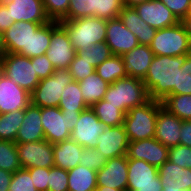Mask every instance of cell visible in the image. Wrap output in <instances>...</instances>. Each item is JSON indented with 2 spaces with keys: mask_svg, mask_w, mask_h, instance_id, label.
Returning a JSON list of instances; mask_svg holds the SVG:
<instances>
[{
  "mask_svg": "<svg viewBox=\"0 0 191 191\" xmlns=\"http://www.w3.org/2000/svg\"><path fill=\"white\" fill-rule=\"evenodd\" d=\"M184 63V56L154 55L145 78L149 98L163 101L168 95H174L178 87L179 71Z\"/></svg>",
  "mask_w": 191,
  "mask_h": 191,
  "instance_id": "1",
  "label": "cell"
},
{
  "mask_svg": "<svg viewBox=\"0 0 191 191\" xmlns=\"http://www.w3.org/2000/svg\"><path fill=\"white\" fill-rule=\"evenodd\" d=\"M68 33L76 52H84L91 44L105 42L107 20L98 17H83L59 21Z\"/></svg>",
  "mask_w": 191,
  "mask_h": 191,
  "instance_id": "2",
  "label": "cell"
},
{
  "mask_svg": "<svg viewBox=\"0 0 191 191\" xmlns=\"http://www.w3.org/2000/svg\"><path fill=\"white\" fill-rule=\"evenodd\" d=\"M126 114L129 109L141 106L150 100L144 82L127 76L111 83L103 98Z\"/></svg>",
  "mask_w": 191,
  "mask_h": 191,
  "instance_id": "3",
  "label": "cell"
},
{
  "mask_svg": "<svg viewBox=\"0 0 191 191\" xmlns=\"http://www.w3.org/2000/svg\"><path fill=\"white\" fill-rule=\"evenodd\" d=\"M162 102L150 99L145 104L128 110L123 126L129 141H139L155 137L157 113Z\"/></svg>",
  "mask_w": 191,
  "mask_h": 191,
  "instance_id": "4",
  "label": "cell"
},
{
  "mask_svg": "<svg viewBox=\"0 0 191 191\" xmlns=\"http://www.w3.org/2000/svg\"><path fill=\"white\" fill-rule=\"evenodd\" d=\"M82 111H61L59 107L41 108V123L45 140L55 144L69 140Z\"/></svg>",
  "mask_w": 191,
  "mask_h": 191,
  "instance_id": "5",
  "label": "cell"
},
{
  "mask_svg": "<svg viewBox=\"0 0 191 191\" xmlns=\"http://www.w3.org/2000/svg\"><path fill=\"white\" fill-rule=\"evenodd\" d=\"M149 47L157 56H185L191 53V40L179 22L156 30Z\"/></svg>",
  "mask_w": 191,
  "mask_h": 191,
  "instance_id": "6",
  "label": "cell"
},
{
  "mask_svg": "<svg viewBox=\"0 0 191 191\" xmlns=\"http://www.w3.org/2000/svg\"><path fill=\"white\" fill-rule=\"evenodd\" d=\"M73 81L68 69H55L51 76L40 80L30 94L31 104L37 107H58L64 88Z\"/></svg>",
  "mask_w": 191,
  "mask_h": 191,
  "instance_id": "7",
  "label": "cell"
},
{
  "mask_svg": "<svg viewBox=\"0 0 191 191\" xmlns=\"http://www.w3.org/2000/svg\"><path fill=\"white\" fill-rule=\"evenodd\" d=\"M0 71L30 94L40 82L31 58L19 54L6 53L0 60Z\"/></svg>",
  "mask_w": 191,
  "mask_h": 191,
  "instance_id": "8",
  "label": "cell"
},
{
  "mask_svg": "<svg viewBox=\"0 0 191 191\" xmlns=\"http://www.w3.org/2000/svg\"><path fill=\"white\" fill-rule=\"evenodd\" d=\"M76 55L68 33L58 21H51V39L46 56L55 69H68Z\"/></svg>",
  "mask_w": 191,
  "mask_h": 191,
  "instance_id": "9",
  "label": "cell"
},
{
  "mask_svg": "<svg viewBox=\"0 0 191 191\" xmlns=\"http://www.w3.org/2000/svg\"><path fill=\"white\" fill-rule=\"evenodd\" d=\"M162 187L157 167L128 158L127 191H161Z\"/></svg>",
  "mask_w": 191,
  "mask_h": 191,
  "instance_id": "10",
  "label": "cell"
},
{
  "mask_svg": "<svg viewBox=\"0 0 191 191\" xmlns=\"http://www.w3.org/2000/svg\"><path fill=\"white\" fill-rule=\"evenodd\" d=\"M16 148L22 169L54 166L53 144L47 140L16 143Z\"/></svg>",
  "mask_w": 191,
  "mask_h": 191,
  "instance_id": "11",
  "label": "cell"
},
{
  "mask_svg": "<svg viewBox=\"0 0 191 191\" xmlns=\"http://www.w3.org/2000/svg\"><path fill=\"white\" fill-rule=\"evenodd\" d=\"M106 126L99 121L91 107L80 113L79 119L71 131L70 139L83 148H95L97 139L105 131Z\"/></svg>",
  "mask_w": 191,
  "mask_h": 191,
  "instance_id": "12",
  "label": "cell"
},
{
  "mask_svg": "<svg viewBox=\"0 0 191 191\" xmlns=\"http://www.w3.org/2000/svg\"><path fill=\"white\" fill-rule=\"evenodd\" d=\"M169 148L155 138L129 141L126 156L130 159L144 160L159 168L168 160Z\"/></svg>",
  "mask_w": 191,
  "mask_h": 191,
  "instance_id": "13",
  "label": "cell"
},
{
  "mask_svg": "<svg viewBox=\"0 0 191 191\" xmlns=\"http://www.w3.org/2000/svg\"><path fill=\"white\" fill-rule=\"evenodd\" d=\"M41 26L40 23L14 22L3 34V43L7 53L29 57V40Z\"/></svg>",
  "mask_w": 191,
  "mask_h": 191,
  "instance_id": "14",
  "label": "cell"
},
{
  "mask_svg": "<svg viewBox=\"0 0 191 191\" xmlns=\"http://www.w3.org/2000/svg\"><path fill=\"white\" fill-rule=\"evenodd\" d=\"M8 9L13 22H33L44 25L50 21L43 0H0Z\"/></svg>",
  "mask_w": 191,
  "mask_h": 191,
  "instance_id": "15",
  "label": "cell"
},
{
  "mask_svg": "<svg viewBox=\"0 0 191 191\" xmlns=\"http://www.w3.org/2000/svg\"><path fill=\"white\" fill-rule=\"evenodd\" d=\"M128 158L126 155L108 159L97 171V186L127 191Z\"/></svg>",
  "mask_w": 191,
  "mask_h": 191,
  "instance_id": "16",
  "label": "cell"
},
{
  "mask_svg": "<svg viewBox=\"0 0 191 191\" xmlns=\"http://www.w3.org/2000/svg\"><path fill=\"white\" fill-rule=\"evenodd\" d=\"M30 104V93L0 71V114L24 110Z\"/></svg>",
  "mask_w": 191,
  "mask_h": 191,
  "instance_id": "17",
  "label": "cell"
},
{
  "mask_svg": "<svg viewBox=\"0 0 191 191\" xmlns=\"http://www.w3.org/2000/svg\"><path fill=\"white\" fill-rule=\"evenodd\" d=\"M105 42L112 54L119 56H123L139 45L136 36L125 27L119 17L107 20Z\"/></svg>",
  "mask_w": 191,
  "mask_h": 191,
  "instance_id": "18",
  "label": "cell"
},
{
  "mask_svg": "<svg viewBox=\"0 0 191 191\" xmlns=\"http://www.w3.org/2000/svg\"><path fill=\"white\" fill-rule=\"evenodd\" d=\"M133 8L144 22L156 30L170 27L180 22L160 0H149Z\"/></svg>",
  "mask_w": 191,
  "mask_h": 191,
  "instance_id": "19",
  "label": "cell"
},
{
  "mask_svg": "<svg viewBox=\"0 0 191 191\" xmlns=\"http://www.w3.org/2000/svg\"><path fill=\"white\" fill-rule=\"evenodd\" d=\"M128 145L129 140L122 124L106 127L105 131L99 135L95 148L108 160L126 155Z\"/></svg>",
  "mask_w": 191,
  "mask_h": 191,
  "instance_id": "20",
  "label": "cell"
},
{
  "mask_svg": "<svg viewBox=\"0 0 191 191\" xmlns=\"http://www.w3.org/2000/svg\"><path fill=\"white\" fill-rule=\"evenodd\" d=\"M182 120L162 107L157 113L155 139L166 147L179 145Z\"/></svg>",
  "mask_w": 191,
  "mask_h": 191,
  "instance_id": "21",
  "label": "cell"
},
{
  "mask_svg": "<svg viewBox=\"0 0 191 191\" xmlns=\"http://www.w3.org/2000/svg\"><path fill=\"white\" fill-rule=\"evenodd\" d=\"M122 57L126 75L143 80L151 65L154 53L149 45L139 44Z\"/></svg>",
  "mask_w": 191,
  "mask_h": 191,
  "instance_id": "22",
  "label": "cell"
},
{
  "mask_svg": "<svg viewBox=\"0 0 191 191\" xmlns=\"http://www.w3.org/2000/svg\"><path fill=\"white\" fill-rule=\"evenodd\" d=\"M45 140L41 123V107L30 104L25 109V116L15 143H29Z\"/></svg>",
  "mask_w": 191,
  "mask_h": 191,
  "instance_id": "23",
  "label": "cell"
},
{
  "mask_svg": "<svg viewBox=\"0 0 191 191\" xmlns=\"http://www.w3.org/2000/svg\"><path fill=\"white\" fill-rule=\"evenodd\" d=\"M162 186L191 191V169L182 168L169 160L158 168Z\"/></svg>",
  "mask_w": 191,
  "mask_h": 191,
  "instance_id": "24",
  "label": "cell"
},
{
  "mask_svg": "<svg viewBox=\"0 0 191 191\" xmlns=\"http://www.w3.org/2000/svg\"><path fill=\"white\" fill-rule=\"evenodd\" d=\"M118 17L125 27L136 36L139 44L150 45L156 29L144 22L133 7L123 6Z\"/></svg>",
  "mask_w": 191,
  "mask_h": 191,
  "instance_id": "25",
  "label": "cell"
},
{
  "mask_svg": "<svg viewBox=\"0 0 191 191\" xmlns=\"http://www.w3.org/2000/svg\"><path fill=\"white\" fill-rule=\"evenodd\" d=\"M83 147L69 139L53 144L54 166L70 170L79 165Z\"/></svg>",
  "mask_w": 191,
  "mask_h": 191,
  "instance_id": "26",
  "label": "cell"
},
{
  "mask_svg": "<svg viewBox=\"0 0 191 191\" xmlns=\"http://www.w3.org/2000/svg\"><path fill=\"white\" fill-rule=\"evenodd\" d=\"M68 191H96L97 171L83 165L68 170Z\"/></svg>",
  "mask_w": 191,
  "mask_h": 191,
  "instance_id": "27",
  "label": "cell"
},
{
  "mask_svg": "<svg viewBox=\"0 0 191 191\" xmlns=\"http://www.w3.org/2000/svg\"><path fill=\"white\" fill-rule=\"evenodd\" d=\"M109 85L96 72L79 81L83 99L89 107L104 98Z\"/></svg>",
  "mask_w": 191,
  "mask_h": 191,
  "instance_id": "28",
  "label": "cell"
},
{
  "mask_svg": "<svg viewBox=\"0 0 191 191\" xmlns=\"http://www.w3.org/2000/svg\"><path fill=\"white\" fill-rule=\"evenodd\" d=\"M62 93L58 105L61 111H84L89 107L83 99L79 82L72 81L64 88Z\"/></svg>",
  "mask_w": 191,
  "mask_h": 191,
  "instance_id": "29",
  "label": "cell"
},
{
  "mask_svg": "<svg viewBox=\"0 0 191 191\" xmlns=\"http://www.w3.org/2000/svg\"><path fill=\"white\" fill-rule=\"evenodd\" d=\"M95 72L101 79L107 81L109 84L127 77L123 57L119 55H112L110 58L106 59L95 68Z\"/></svg>",
  "mask_w": 191,
  "mask_h": 191,
  "instance_id": "30",
  "label": "cell"
},
{
  "mask_svg": "<svg viewBox=\"0 0 191 191\" xmlns=\"http://www.w3.org/2000/svg\"><path fill=\"white\" fill-rule=\"evenodd\" d=\"M91 109L94 111L99 121L106 127H114L123 124L125 114L118 108V106H113L104 99L93 104Z\"/></svg>",
  "mask_w": 191,
  "mask_h": 191,
  "instance_id": "31",
  "label": "cell"
},
{
  "mask_svg": "<svg viewBox=\"0 0 191 191\" xmlns=\"http://www.w3.org/2000/svg\"><path fill=\"white\" fill-rule=\"evenodd\" d=\"M24 116L25 109L0 114V140L15 142Z\"/></svg>",
  "mask_w": 191,
  "mask_h": 191,
  "instance_id": "32",
  "label": "cell"
},
{
  "mask_svg": "<svg viewBox=\"0 0 191 191\" xmlns=\"http://www.w3.org/2000/svg\"><path fill=\"white\" fill-rule=\"evenodd\" d=\"M162 106L181 120H191V94L168 95Z\"/></svg>",
  "mask_w": 191,
  "mask_h": 191,
  "instance_id": "33",
  "label": "cell"
},
{
  "mask_svg": "<svg viewBox=\"0 0 191 191\" xmlns=\"http://www.w3.org/2000/svg\"><path fill=\"white\" fill-rule=\"evenodd\" d=\"M51 39V21L41 25L29 40V58L46 54Z\"/></svg>",
  "mask_w": 191,
  "mask_h": 191,
  "instance_id": "34",
  "label": "cell"
},
{
  "mask_svg": "<svg viewBox=\"0 0 191 191\" xmlns=\"http://www.w3.org/2000/svg\"><path fill=\"white\" fill-rule=\"evenodd\" d=\"M0 169L10 173L22 169L15 142L0 140Z\"/></svg>",
  "mask_w": 191,
  "mask_h": 191,
  "instance_id": "35",
  "label": "cell"
},
{
  "mask_svg": "<svg viewBox=\"0 0 191 191\" xmlns=\"http://www.w3.org/2000/svg\"><path fill=\"white\" fill-rule=\"evenodd\" d=\"M76 54L83 60L89 62V64L94 68L113 55L106 42L91 44L86 51L76 52Z\"/></svg>",
  "mask_w": 191,
  "mask_h": 191,
  "instance_id": "36",
  "label": "cell"
},
{
  "mask_svg": "<svg viewBox=\"0 0 191 191\" xmlns=\"http://www.w3.org/2000/svg\"><path fill=\"white\" fill-rule=\"evenodd\" d=\"M122 7L121 0H93V17L105 20L117 18Z\"/></svg>",
  "mask_w": 191,
  "mask_h": 191,
  "instance_id": "37",
  "label": "cell"
},
{
  "mask_svg": "<svg viewBox=\"0 0 191 191\" xmlns=\"http://www.w3.org/2000/svg\"><path fill=\"white\" fill-rule=\"evenodd\" d=\"M93 17V0H70L68 14L61 21Z\"/></svg>",
  "mask_w": 191,
  "mask_h": 191,
  "instance_id": "38",
  "label": "cell"
},
{
  "mask_svg": "<svg viewBox=\"0 0 191 191\" xmlns=\"http://www.w3.org/2000/svg\"><path fill=\"white\" fill-rule=\"evenodd\" d=\"M44 9L50 21H61L68 14L70 0H43Z\"/></svg>",
  "mask_w": 191,
  "mask_h": 191,
  "instance_id": "39",
  "label": "cell"
},
{
  "mask_svg": "<svg viewBox=\"0 0 191 191\" xmlns=\"http://www.w3.org/2000/svg\"><path fill=\"white\" fill-rule=\"evenodd\" d=\"M68 170L52 166L49 168L48 191H68Z\"/></svg>",
  "mask_w": 191,
  "mask_h": 191,
  "instance_id": "40",
  "label": "cell"
},
{
  "mask_svg": "<svg viewBox=\"0 0 191 191\" xmlns=\"http://www.w3.org/2000/svg\"><path fill=\"white\" fill-rule=\"evenodd\" d=\"M174 94H191V53L184 56V63L179 71L178 87Z\"/></svg>",
  "mask_w": 191,
  "mask_h": 191,
  "instance_id": "41",
  "label": "cell"
},
{
  "mask_svg": "<svg viewBox=\"0 0 191 191\" xmlns=\"http://www.w3.org/2000/svg\"><path fill=\"white\" fill-rule=\"evenodd\" d=\"M107 162L106 157L96 148H84L80 156V165L92 170H100Z\"/></svg>",
  "mask_w": 191,
  "mask_h": 191,
  "instance_id": "42",
  "label": "cell"
},
{
  "mask_svg": "<svg viewBox=\"0 0 191 191\" xmlns=\"http://www.w3.org/2000/svg\"><path fill=\"white\" fill-rule=\"evenodd\" d=\"M9 191H37L30 173L26 169H20L13 173Z\"/></svg>",
  "mask_w": 191,
  "mask_h": 191,
  "instance_id": "43",
  "label": "cell"
},
{
  "mask_svg": "<svg viewBox=\"0 0 191 191\" xmlns=\"http://www.w3.org/2000/svg\"><path fill=\"white\" fill-rule=\"evenodd\" d=\"M168 160L182 168L191 169V147L181 144L170 147Z\"/></svg>",
  "mask_w": 191,
  "mask_h": 191,
  "instance_id": "44",
  "label": "cell"
},
{
  "mask_svg": "<svg viewBox=\"0 0 191 191\" xmlns=\"http://www.w3.org/2000/svg\"><path fill=\"white\" fill-rule=\"evenodd\" d=\"M73 81H81L84 78L95 72V68L89 64L86 60L80 58L77 54L74 56V59L70 63L68 68Z\"/></svg>",
  "mask_w": 191,
  "mask_h": 191,
  "instance_id": "45",
  "label": "cell"
},
{
  "mask_svg": "<svg viewBox=\"0 0 191 191\" xmlns=\"http://www.w3.org/2000/svg\"><path fill=\"white\" fill-rule=\"evenodd\" d=\"M31 63L34 65L36 74L40 80L51 76L55 71V68L48 60L46 54L31 58Z\"/></svg>",
  "mask_w": 191,
  "mask_h": 191,
  "instance_id": "46",
  "label": "cell"
},
{
  "mask_svg": "<svg viewBox=\"0 0 191 191\" xmlns=\"http://www.w3.org/2000/svg\"><path fill=\"white\" fill-rule=\"evenodd\" d=\"M180 21L189 14L191 0H160Z\"/></svg>",
  "mask_w": 191,
  "mask_h": 191,
  "instance_id": "47",
  "label": "cell"
},
{
  "mask_svg": "<svg viewBox=\"0 0 191 191\" xmlns=\"http://www.w3.org/2000/svg\"><path fill=\"white\" fill-rule=\"evenodd\" d=\"M37 191H48L49 168L35 167L26 169Z\"/></svg>",
  "mask_w": 191,
  "mask_h": 191,
  "instance_id": "48",
  "label": "cell"
},
{
  "mask_svg": "<svg viewBox=\"0 0 191 191\" xmlns=\"http://www.w3.org/2000/svg\"><path fill=\"white\" fill-rule=\"evenodd\" d=\"M179 144L191 147V120H182Z\"/></svg>",
  "mask_w": 191,
  "mask_h": 191,
  "instance_id": "49",
  "label": "cell"
},
{
  "mask_svg": "<svg viewBox=\"0 0 191 191\" xmlns=\"http://www.w3.org/2000/svg\"><path fill=\"white\" fill-rule=\"evenodd\" d=\"M14 24L11 21V15L8 12L6 6L0 1V33L4 34V32L9 29Z\"/></svg>",
  "mask_w": 191,
  "mask_h": 191,
  "instance_id": "50",
  "label": "cell"
},
{
  "mask_svg": "<svg viewBox=\"0 0 191 191\" xmlns=\"http://www.w3.org/2000/svg\"><path fill=\"white\" fill-rule=\"evenodd\" d=\"M13 173L0 169V191H9Z\"/></svg>",
  "mask_w": 191,
  "mask_h": 191,
  "instance_id": "51",
  "label": "cell"
},
{
  "mask_svg": "<svg viewBox=\"0 0 191 191\" xmlns=\"http://www.w3.org/2000/svg\"><path fill=\"white\" fill-rule=\"evenodd\" d=\"M180 23L191 40V7H190L189 14L186 17L182 18L180 20Z\"/></svg>",
  "mask_w": 191,
  "mask_h": 191,
  "instance_id": "52",
  "label": "cell"
},
{
  "mask_svg": "<svg viewBox=\"0 0 191 191\" xmlns=\"http://www.w3.org/2000/svg\"><path fill=\"white\" fill-rule=\"evenodd\" d=\"M149 0H122V4L124 7H134L138 4L147 2Z\"/></svg>",
  "mask_w": 191,
  "mask_h": 191,
  "instance_id": "53",
  "label": "cell"
},
{
  "mask_svg": "<svg viewBox=\"0 0 191 191\" xmlns=\"http://www.w3.org/2000/svg\"><path fill=\"white\" fill-rule=\"evenodd\" d=\"M6 49L3 43V34L0 33V60L2 59V57L6 54Z\"/></svg>",
  "mask_w": 191,
  "mask_h": 191,
  "instance_id": "54",
  "label": "cell"
},
{
  "mask_svg": "<svg viewBox=\"0 0 191 191\" xmlns=\"http://www.w3.org/2000/svg\"><path fill=\"white\" fill-rule=\"evenodd\" d=\"M96 191H122V190L108 188L105 186H97Z\"/></svg>",
  "mask_w": 191,
  "mask_h": 191,
  "instance_id": "55",
  "label": "cell"
},
{
  "mask_svg": "<svg viewBox=\"0 0 191 191\" xmlns=\"http://www.w3.org/2000/svg\"><path fill=\"white\" fill-rule=\"evenodd\" d=\"M161 191H181L180 189L168 188V186H163Z\"/></svg>",
  "mask_w": 191,
  "mask_h": 191,
  "instance_id": "56",
  "label": "cell"
}]
</instances>
